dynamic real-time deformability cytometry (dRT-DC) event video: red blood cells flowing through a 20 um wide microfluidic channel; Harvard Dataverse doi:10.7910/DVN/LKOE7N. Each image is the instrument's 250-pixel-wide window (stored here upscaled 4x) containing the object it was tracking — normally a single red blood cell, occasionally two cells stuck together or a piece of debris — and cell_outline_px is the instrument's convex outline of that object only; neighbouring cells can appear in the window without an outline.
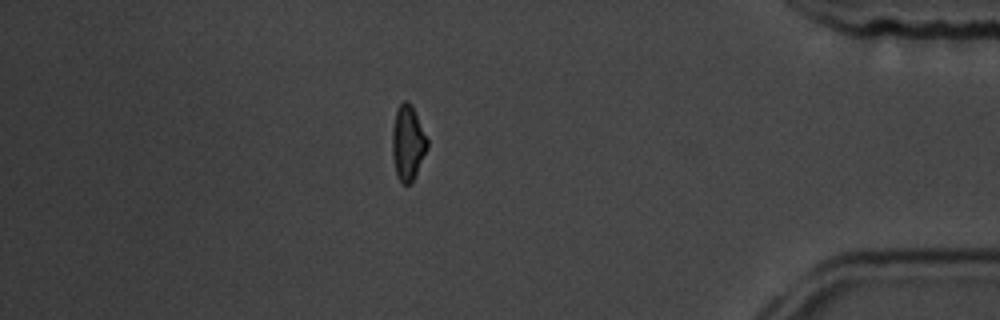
{"species": "common noctule bat (a hibernating species)", "species_latin": "Nyctalus noctula", "temperature_condition": "room temperature", "stored_images_in_passage": 17, "segment_of_instrument_passage": [2, 2], "camera_frame_rate_fps": 3000, "um_per_image_px": 0.085, "animal": {"sex": "male", "body_mass_g": 19.5, "forearm_length_mm": 54.6}, "frame": {"image": 1, "passage_image": 17, "time_ms": 18.333, "image_size_px": [1000, 320], "cell_outline_px": [[428, 148], [412, 184], [400, 184], [396, 176], [392, 156], [392, 128], [396, 112], [400, 104], [404, 100], [408, 100], [412, 104], [428, 140]], "centroid_in_image_um": [34.66, 12.18], "position_along_channel_um": 400.5, "area_um2": 15.66}}